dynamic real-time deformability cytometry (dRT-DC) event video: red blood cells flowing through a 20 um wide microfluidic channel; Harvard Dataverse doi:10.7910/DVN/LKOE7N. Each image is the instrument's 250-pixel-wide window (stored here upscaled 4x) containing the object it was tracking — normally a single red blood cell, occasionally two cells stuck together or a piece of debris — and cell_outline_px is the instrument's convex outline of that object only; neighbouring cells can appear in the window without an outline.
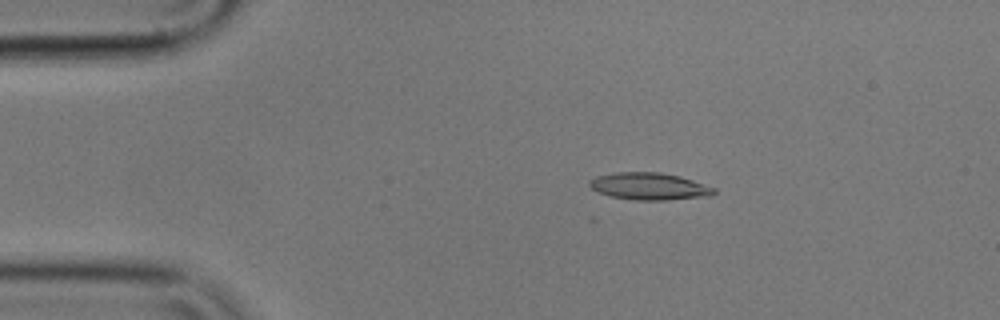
{"species": "common noctule bat (a hibernating species)", "species_latin": "Nyctalus noctula", "temperature_condition": "cold", "stored_images_in_passage": 19, "camera_frame_rate_fps": 3000, "um_per_image_px": 0.085, "animal": {"sex": "male", "body_mass_g": 17.9}, "frame": {"image": 1, "passage_image": 9, "time_ms": 2.667, "image_size_px": [1000, 320], "cell_outline_px": [[716, 192], [712, 196], [668, 200], [632, 200], [612, 196], [600, 192], [592, 188], [588, 184], [588, 180], [596, 176], [616, 172], [660, 172], [680, 176], [716, 188]], "centroid_in_image_um": [55.21, 15.83], "position_along_channel_um": 29.8, "area_um2": 19.77}}
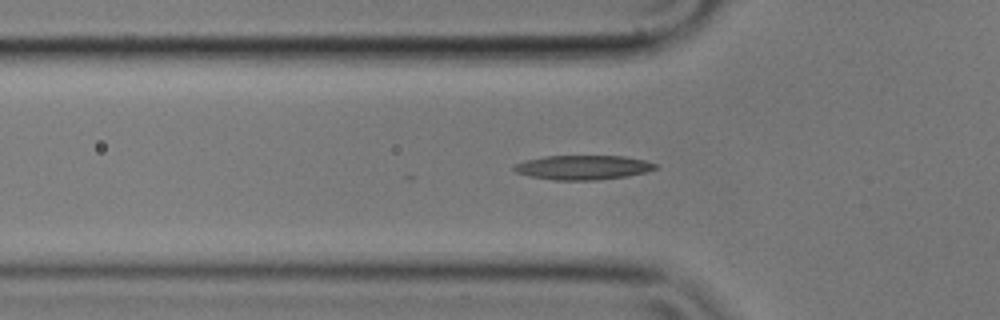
{"frame": {"image": 2, "passage_image": 17, "time_ms": 5.333, "image_size_px": [1000, 320], "cell_outline_px": [[656, 168], [644, 172], [628, 176], [596, 180], [556, 180], [532, 176], [516, 172], [512, 168], [512, 164], [524, 160], [544, 156], [624, 156], [644, 160], [656, 164]], "centroid_in_image_um": [49.5, 14.22], "position_along_channel_um": 76.3, "area_um2": 20.0}}